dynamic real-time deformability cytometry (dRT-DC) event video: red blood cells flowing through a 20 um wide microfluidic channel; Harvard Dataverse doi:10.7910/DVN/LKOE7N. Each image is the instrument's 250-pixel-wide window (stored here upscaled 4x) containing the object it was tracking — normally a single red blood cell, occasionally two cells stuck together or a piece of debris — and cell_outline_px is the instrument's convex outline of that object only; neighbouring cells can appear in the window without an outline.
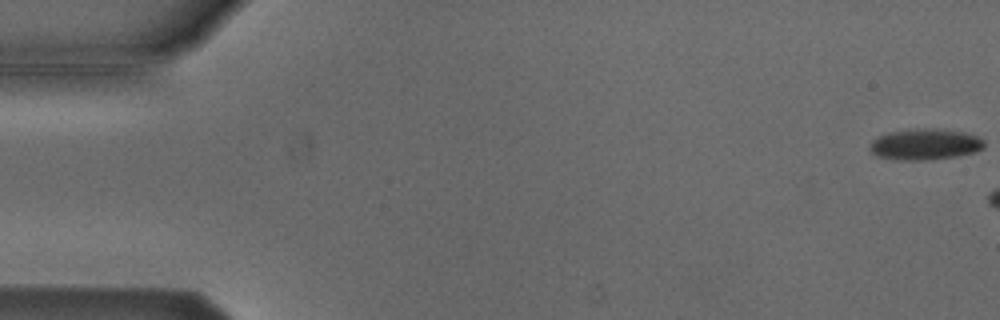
{"species": "Egyptian fruit bat (a non-hibernating species)", "species_latin": "Rousettus aegyptiacus", "temperature_condition": "cold", "stored_images_in_passage": 7, "camera_frame_rate_fps": 3000, "um_per_image_px": 0.085, "animal": {"sex": "male"}, "frame": {"image": 1, "passage_image": 1, "time_ms": 0.0, "image_size_px": [1000, 320], "cell_outline_px": [[984, 148], [976, 152], [956, 156], [924, 160], [892, 160], [876, 156], [868, 148], [872, 140], [888, 132], [932, 128], [964, 132], [976, 136], [984, 140]], "centroid_in_image_um": [78.62, 12.28], "position_along_channel_um": 6.4, "area_um2": 20.63}}